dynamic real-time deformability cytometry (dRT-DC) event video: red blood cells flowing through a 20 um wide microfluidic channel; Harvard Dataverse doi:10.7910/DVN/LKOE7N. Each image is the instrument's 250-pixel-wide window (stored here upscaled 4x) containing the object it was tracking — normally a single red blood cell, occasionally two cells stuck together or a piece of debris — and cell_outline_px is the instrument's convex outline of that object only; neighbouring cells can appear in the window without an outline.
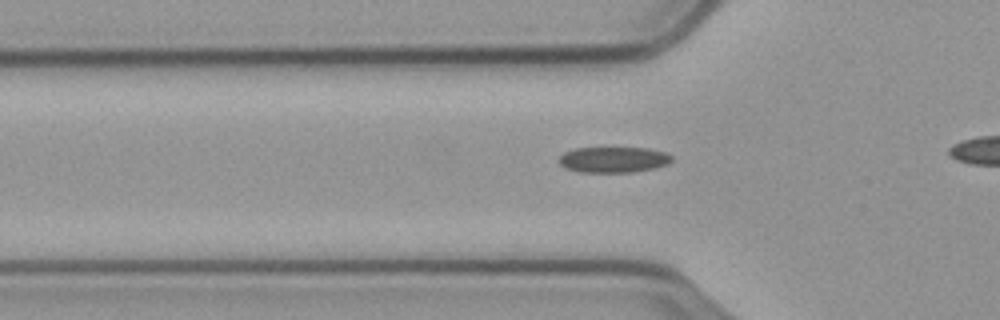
{"species": "common noctule bat (a hibernating species)", "species_latin": "Nyctalus noctula", "temperature_condition": "cold", "stored_images_in_passage": 30, "camera_frame_rate_fps": 3000, "um_per_image_px": 0.085, "animal": {"sex": "male", "body_mass_g": 23.1, "forearm_length_mm": 52.7}, "frame": {"image": 1, "passage_image": 3, "time_ms": 0.667, "image_size_px": [1000, 320], "cell_outline_px": [[672, 160], [668, 164], [652, 168], [632, 172], [580, 172], [564, 168], [560, 164], [560, 156], [564, 152], [576, 148], [648, 148], [664, 152], [672, 156]], "centroid_in_image_um": [52.13, 13.57], "position_along_channel_um": 73.7, "area_um2": 16.82}}
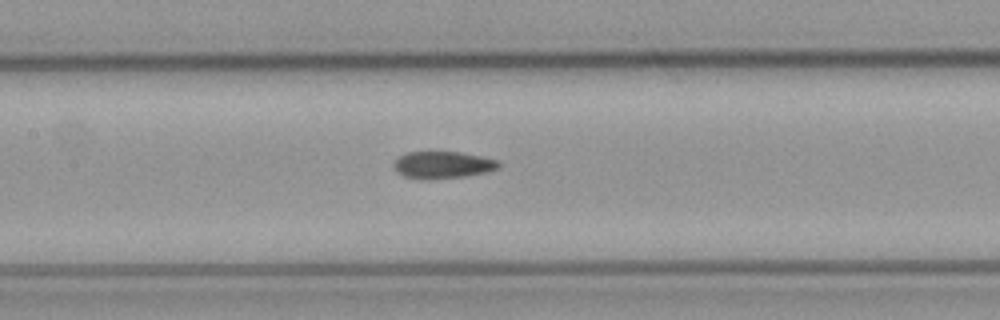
{"frame": {"image": 2, "passage_image": 11, "time_ms": 3.333, "image_size_px": [1000, 320], "cell_outline_px": [[500, 164], [496, 168], [484, 172], [464, 176], [404, 176], [396, 172], [396, 160], [400, 156], [408, 152], [460, 152], [480, 156], [496, 160]], "centroid_in_image_um": [37.66, 13.96], "position_along_channel_um": 169.7, "area_um2": 15.26}}
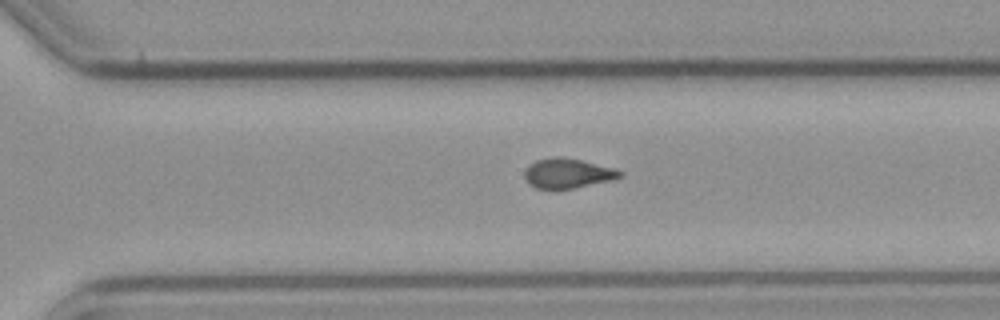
{"frame": {"image": 3, "passage_image": 24, "time_ms": 7.667, "image_size_px": [1000, 320], "cell_outline_px": [[624, 176], [612, 180], [556, 192], [536, 188], [524, 176], [524, 172], [528, 164], [536, 160], [552, 156], [560, 156], [580, 160], [624, 172]], "centroid_in_image_um": [48.2, 14.76], "position_along_channel_um": 322.4, "area_um2": 16.82}}